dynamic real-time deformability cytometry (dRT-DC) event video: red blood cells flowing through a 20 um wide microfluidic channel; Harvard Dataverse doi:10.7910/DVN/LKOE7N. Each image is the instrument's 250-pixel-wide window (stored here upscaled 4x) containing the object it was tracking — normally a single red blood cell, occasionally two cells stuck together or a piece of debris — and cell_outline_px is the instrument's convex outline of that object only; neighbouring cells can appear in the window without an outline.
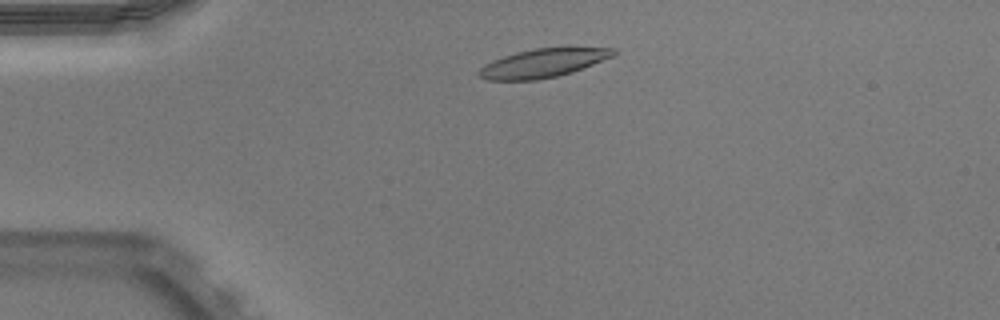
{"species": "Egyptian fruit bat (a non-hibernating species)", "species_latin": "Rousettus aegyptiacus", "temperature_condition": "warm", "stored_images_in_passage": 45, "camera_frame_rate_fps": 3000, "um_per_image_px": 0.085, "animal": {"sex": "male"}, "frame": {"image": 1, "passage_image": 6, "time_ms": 1.667, "image_size_px": [1000, 320], "cell_outline_px": [[616, 52], [612, 56], [572, 72], [556, 76], [536, 80], [484, 80], [480, 76], [480, 68], [484, 64], [492, 60], [516, 52], [536, 48], [564, 44], [568, 44], [616, 48]], "centroid_in_image_um": [46.24, 5.29], "position_along_channel_um": 38.8, "area_um2": 23.24}}
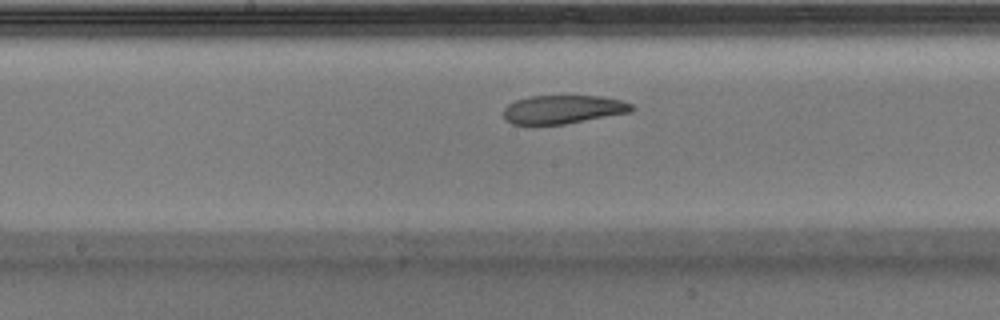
{"frame": {"image": 2, "passage_image": 21, "time_ms": 6.667, "image_size_px": [1000, 320], "cell_outline_px": [[636, 108], [632, 112], [564, 124], [512, 124], [504, 120], [504, 108], [508, 104], [516, 100], [528, 96], [600, 96], [624, 100], [632, 104]], "centroid_in_image_um": [47.89, 9.29], "position_along_channel_um": 200.3, "area_um2": 21.44}}
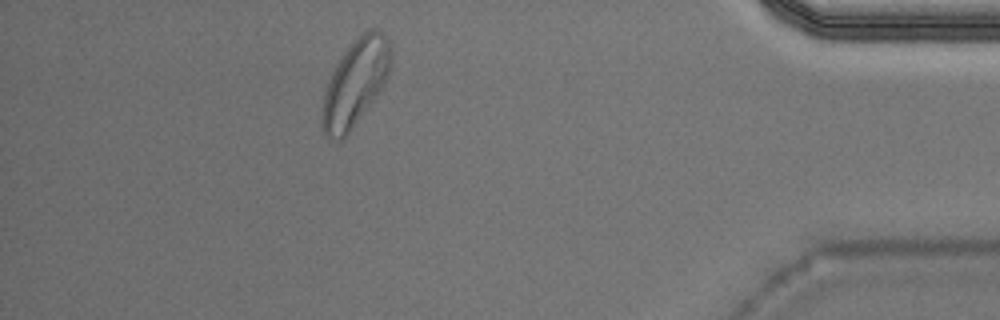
{"frame": {"image": 3, "passage_image": 40, "time_ms": 13.0, "image_size_px": [1000, 320], "cell_outline_px": [[392, 64], [384, 80], [372, 100], [348, 132], [340, 140], [328, 136], [324, 132], [324, 92], [328, 80], [332, 72], [344, 52], [356, 36], [372, 28], [380, 32], [388, 40], [392, 56]], "centroid_in_image_um": [30.22, 6.94], "position_along_channel_um": 405.0, "area_um2": 33.0}, "authors_computed_cell_mechanics": {"area_um2": 23.5246, "velocity_mm_per_s": 3.9224, "shape_relaxation_time_tau1_ms": null, "shape_relaxation_time_tau2_ms": 2.6196, "deformation_change_tau1": null, "deformation_change_tau2": 0.1034}}